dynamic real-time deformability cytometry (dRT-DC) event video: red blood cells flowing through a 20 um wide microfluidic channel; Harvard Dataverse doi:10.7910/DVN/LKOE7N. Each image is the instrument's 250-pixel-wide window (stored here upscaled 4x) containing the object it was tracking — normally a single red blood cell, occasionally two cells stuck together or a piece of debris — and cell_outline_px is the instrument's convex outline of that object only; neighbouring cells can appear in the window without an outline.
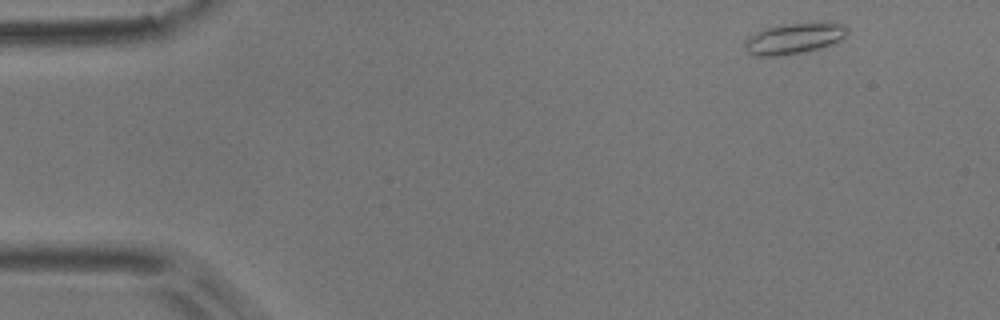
{"species": "common noctule bat (a hibernating species)", "species_latin": "Nyctalus noctula", "temperature_condition": "room temperature", "stored_images_in_passage": 6, "camera_frame_rate_fps": 3000, "um_per_image_px": 0.085, "animal": {"sex": "male", "body_mass_g": 17.9}, "frame": {"image": 1, "passage_image": 1, "time_ms": 0.0, "image_size_px": [1000, 320], "cell_outline_px": [[848, 32], [840, 40], [832, 44], [820, 48], [804, 52], [780, 56], [752, 56], [744, 48], [744, 40], [768, 28], [780, 24], [828, 20], [840, 24], [848, 28]], "centroid_in_image_um": [67.54, 3.25], "position_along_channel_um": 17.5, "area_um2": 18.79}}
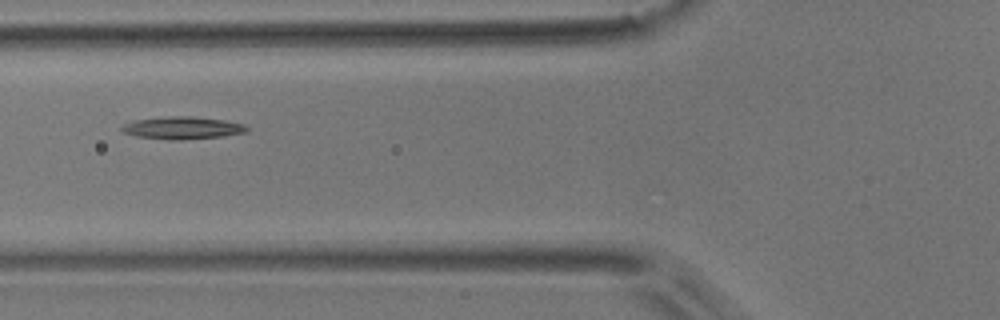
{"frame": {"image": 2, "passage_image": 5, "time_ms": 1.333, "image_size_px": [1000, 320], "cell_outline_px": [[248, 132], [224, 136], [180, 140], [172, 140], [136, 136], [124, 132], [120, 128], [124, 124], [132, 120], [172, 116], [192, 116], [224, 120], [244, 124], [248, 128]], "centroid_in_image_um": [15.52, 10.87], "position_along_channel_um": 110.3, "area_um2": 16.36}}
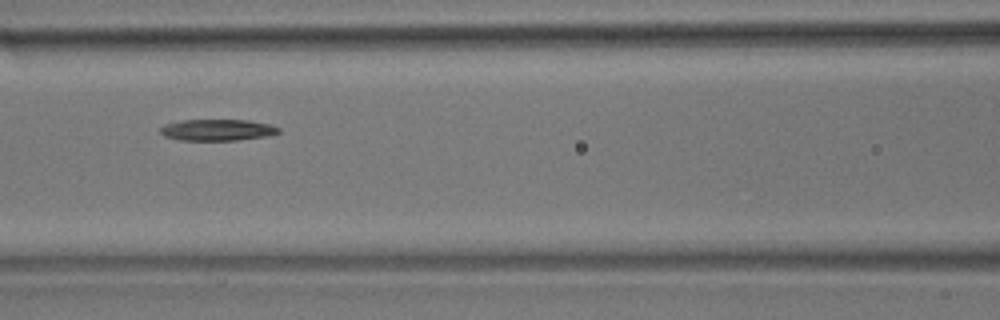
{"frame": {"image": 3, "passage_image": 6, "time_ms": 1.667, "image_size_px": [1000, 320], "cell_outline_px": [[280, 132], [268, 136], [236, 140], [176, 140], [164, 136], [160, 132], [160, 128], [164, 124], [184, 120], [248, 120], [268, 124], [280, 128]], "centroid_in_image_um": [18.45, 11.05], "position_along_channel_um": 148.1, "area_um2": 14.74}}